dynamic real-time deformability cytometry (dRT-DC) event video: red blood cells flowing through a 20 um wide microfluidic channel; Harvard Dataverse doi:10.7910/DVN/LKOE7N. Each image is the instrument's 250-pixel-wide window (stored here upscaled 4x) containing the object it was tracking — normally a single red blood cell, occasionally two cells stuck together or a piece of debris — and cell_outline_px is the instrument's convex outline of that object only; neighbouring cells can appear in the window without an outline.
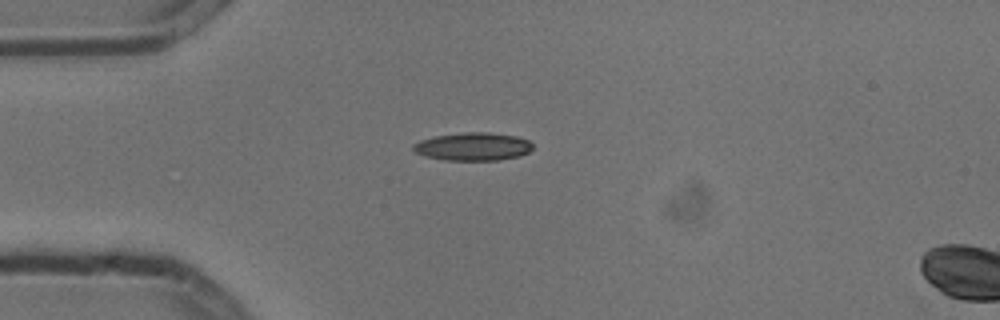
{"species": "common noctule bat (a hibernating species)", "species_latin": "Nyctalus noctula", "temperature_condition": "cold", "stored_images_in_passage": 3, "camera_frame_rate_fps": 3000, "um_per_image_px": 0.085, "animal": {"sex": "male", "body_mass_g": 13.3}, "frame": {"image": 1, "passage_image": 1, "time_ms": 0.0, "image_size_px": [1000, 320], "cell_outline_px": [[532, 148], [528, 152], [520, 156], [500, 160], [444, 160], [428, 156], [416, 152], [412, 148], [412, 144], [420, 140], [436, 136], [464, 132], [488, 132], [516, 136], [528, 140], [532, 144]], "centroid_in_image_um": [40.22, 12.45], "position_along_channel_um": 44.8, "area_um2": 19.42}}
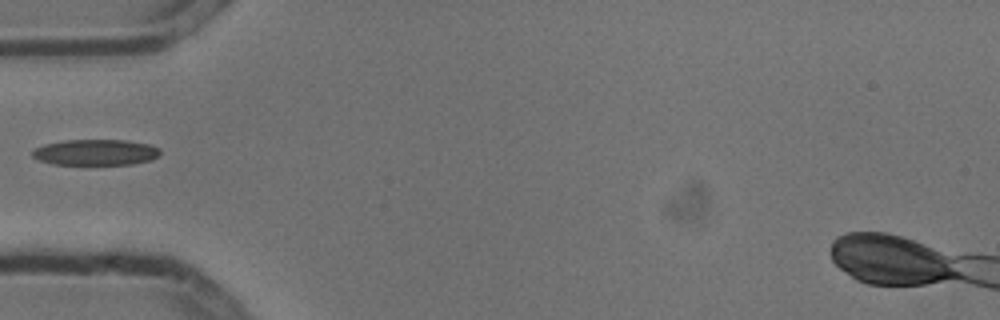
{"frame": {"image": 2, "passage_image": 2, "time_ms": 0.333, "image_size_px": [1000, 320], "cell_outline_px": [[160, 156], [152, 160], [132, 164], [52, 164], [40, 160], [32, 156], [32, 152], [36, 148], [44, 144], [64, 140], [124, 140], [148, 144], [160, 148]], "centroid_in_image_um": [8.16, 12.94], "position_along_channel_um": 76.8, "area_um2": 19.25}}
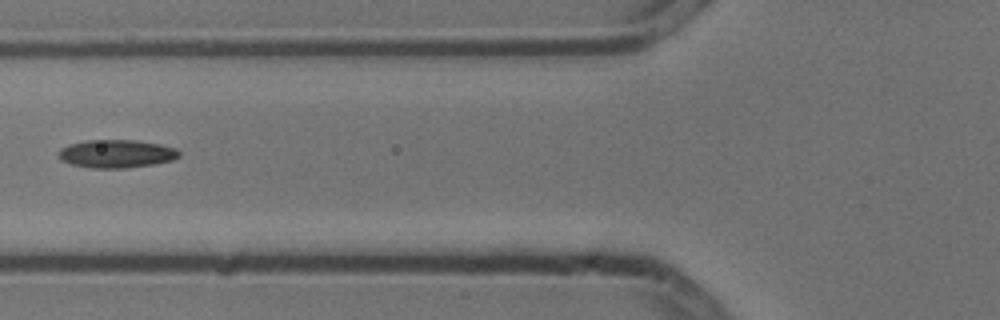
{"frame": {"image": 3, "passage_image": 3, "time_ms": 0.667, "image_size_px": [1000, 320], "cell_outline_px": [[180, 156], [172, 160], [152, 164], [124, 168], [92, 168], [72, 164], [60, 160], [56, 152], [60, 148], [68, 144], [88, 140], [136, 140], [160, 144], [176, 148], [180, 152]], "centroid_in_image_um": [9.86, 13.06], "position_along_channel_um": 115.9, "area_um2": 19.83}}